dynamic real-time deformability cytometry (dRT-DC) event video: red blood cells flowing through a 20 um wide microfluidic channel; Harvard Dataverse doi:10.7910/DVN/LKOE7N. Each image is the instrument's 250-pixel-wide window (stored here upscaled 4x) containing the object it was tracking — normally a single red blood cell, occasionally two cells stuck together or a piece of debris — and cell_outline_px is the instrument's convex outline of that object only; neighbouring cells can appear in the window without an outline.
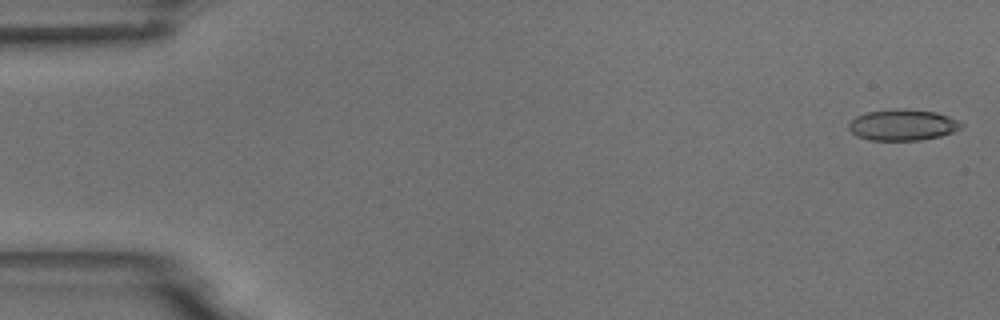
{"species": "common noctule bat (a hibernating species)", "species_latin": "Nyctalus noctula", "temperature_condition": "room temperature", "stored_images_in_passage": 54, "camera_frame_rate_fps": 3000, "um_per_image_px": 0.085, "animal": {"sex": "male", "body_mass_g": 18.8}, "frame": {"image": 1, "passage_image": 1, "time_ms": 0.0, "image_size_px": [1000, 320], "cell_outline_px": [[964, 124], [960, 128], [952, 132], [940, 136], [920, 140], [868, 140], [856, 136], [848, 128], [848, 124], [856, 116], [868, 112], [900, 108], [904, 108], [936, 112], [960, 120]], "centroid_in_image_um": [76.73, 10.61], "position_along_channel_um": 8.3, "area_um2": 20.46}}
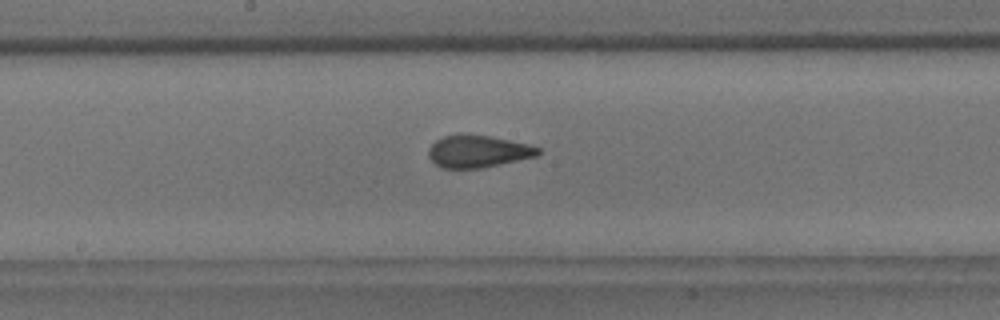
{"frame": {"image": 2, "passage_image": 28, "time_ms": 9.0, "image_size_px": [1000, 320], "cell_outline_px": [[540, 156], [480, 168], [440, 168], [428, 156], [428, 148], [436, 140], [444, 136], [488, 136], [528, 144], [540, 148]], "centroid_in_image_um": [40.65, 12.9], "position_along_channel_um": 207.5, "area_um2": 20.17}}
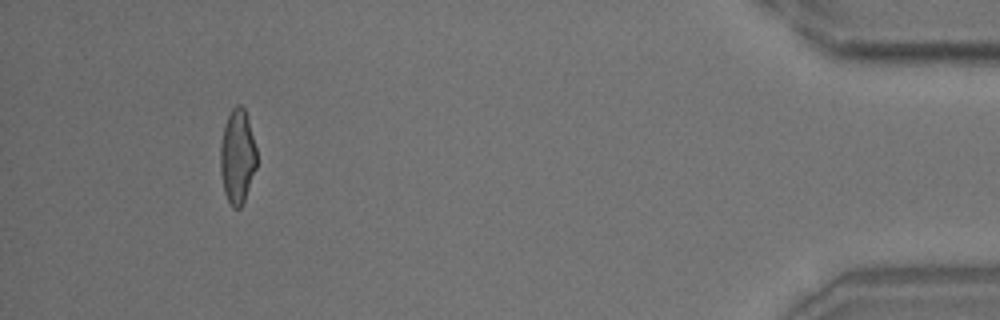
{"frame": {"image": 3, "passage_image": 50, "time_ms": 16.333, "image_size_px": [1000, 320], "cell_outline_px": [[256, 168], [244, 200], [240, 208], [232, 208], [224, 192], [220, 172], [220, 144], [224, 124], [232, 108], [236, 104], [240, 104], [244, 108], [248, 120], [256, 148]], "centroid_in_image_um": [20.16, 13.3], "position_along_channel_um": 415.0, "area_um2": 19.94}, "authors_computed_cell_mechanics": {"area_um2": 20.6635, "velocity_mm_per_s": 3.7249, "shape_relaxation_time_tau1_ms": 5.1575, "shape_relaxation_time_tau2_ms": 0.9159, "deformation_change_tau1": 0.1473, "deformation_change_tau2": 0.0744}}